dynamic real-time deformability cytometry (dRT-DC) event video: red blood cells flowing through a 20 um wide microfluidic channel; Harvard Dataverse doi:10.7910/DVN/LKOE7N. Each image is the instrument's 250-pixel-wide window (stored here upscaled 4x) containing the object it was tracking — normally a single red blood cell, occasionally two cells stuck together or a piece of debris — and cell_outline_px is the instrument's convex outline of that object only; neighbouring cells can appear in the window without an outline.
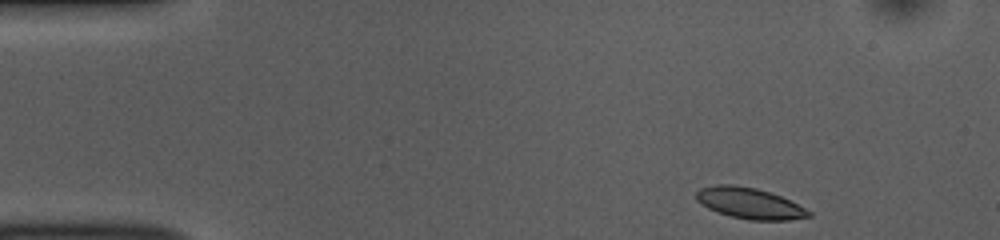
{"species": "common noctule bat (a hibernating species)", "species_latin": "Nyctalus noctula", "temperature_condition": "room temperature", "stored_images_in_passage": 47, "camera_frame_rate_fps": 3000, "um_per_image_px": 0.085, "animal": {"sex": "female", "body_mass_g": 10.0, "forearm_length_mm": 53.1}, "frame": {"image": 1, "passage_image": 1, "time_ms": 0.0, "image_size_px": [1000, 240], "cell_outline_px": [[812, 216], [788, 220], [748, 220], [732, 216], [708, 208], [700, 204], [696, 200], [696, 192], [700, 188], [716, 184], [732, 184], [756, 188], [780, 196], [812, 212]], "centroid_in_image_um": [63.68, 17.27], "position_along_channel_um": 21.3, "area_um2": 20.11}}
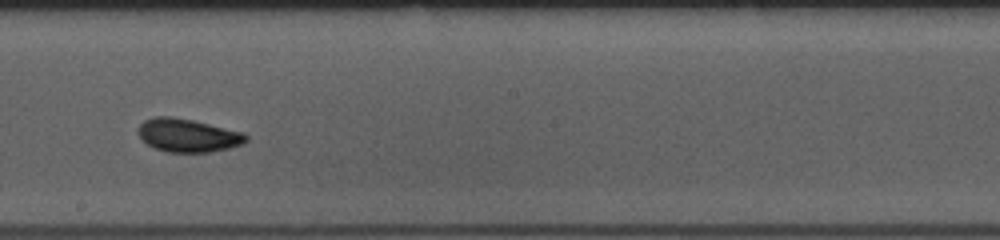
{"frame": {"image": 2, "passage_image": 24, "time_ms": 7.667, "image_size_px": [1000, 240], "cell_outline_px": [[248, 140], [244, 144], [228, 148], [208, 152], [168, 152], [156, 148], [148, 144], [136, 132], [140, 124], [144, 120], [156, 116], [172, 116], [192, 120], [244, 132], [248, 136]], "centroid_in_image_um": [15.99, 11.5], "position_along_channel_um": 232.2, "area_um2": 20.87}}
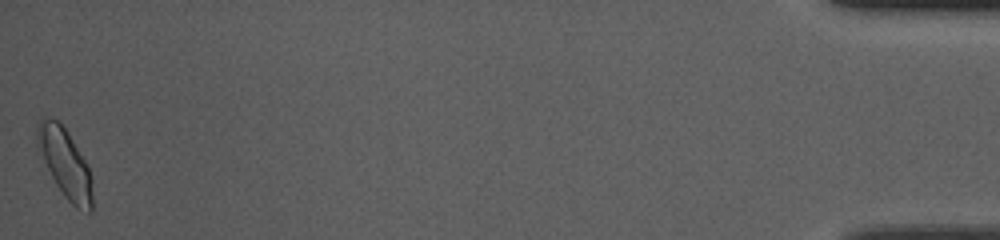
{"frame": {"image": 3, "passage_image": 47, "time_ms": 15.333, "image_size_px": [1000, 240], "cell_outline_px": [[92, 212], [88, 212], [76, 208], [64, 196], [56, 184], [36, 152], [36, 124], [40, 120], [48, 116], [56, 120], [68, 132], [88, 164], [92, 180]], "centroid_in_image_um": [5.5, 13.86], "position_along_channel_um": 429.7, "area_um2": 22.66}, "authors_computed_cell_mechanics": {"area_um2": 20.4034, "velocity_mm_per_s": 3.7926, "shape_relaxation_time_tau1_ms": 3.3191, "shape_relaxation_time_tau2_ms": 2.2898, "deformation_change_tau1": 0.0999, "deformation_change_tau2": 0.0581}}